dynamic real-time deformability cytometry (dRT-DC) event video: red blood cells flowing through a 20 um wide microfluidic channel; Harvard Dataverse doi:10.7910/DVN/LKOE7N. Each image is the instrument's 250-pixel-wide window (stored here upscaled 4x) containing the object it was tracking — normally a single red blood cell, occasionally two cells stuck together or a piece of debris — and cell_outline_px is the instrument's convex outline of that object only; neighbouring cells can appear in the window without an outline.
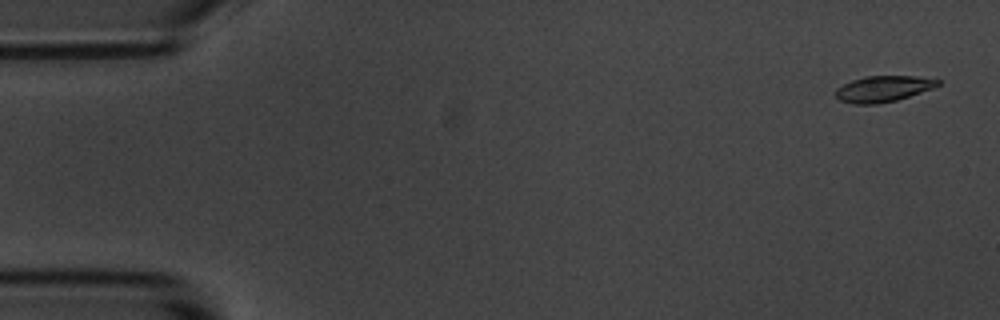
{"species": "common noctule bat (a hibernating species)", "species_latin": "Nyctalus noctula", "temperature_condition": "room temperature", "stored_images_in_passage": 6, "segment_of_instrument_passage": [1, 2], "camera_frame_rate_fps": 3000, "um_per_image_px": 0.085, "animal": {"sex": "male", "body_mass_g": 20.1, "forearm_length_mm": 53.5}, "frame": {"image": 1, "passage_image": 1, "time_ms": 0.0, "image_size_px": [1000, 320], "cell_outline_px": [[940, 84], [932, 88], [896, 100], [876, 104], [852, 104], [840, 100], [836, 96], [836, 88], [852, 80], [864, 76], [916, 76], [940, 80]], "centroid_in_image_um": [75.04, 7.54], "position_along_channel_um": 10.0, "area_um2": 15.32}}
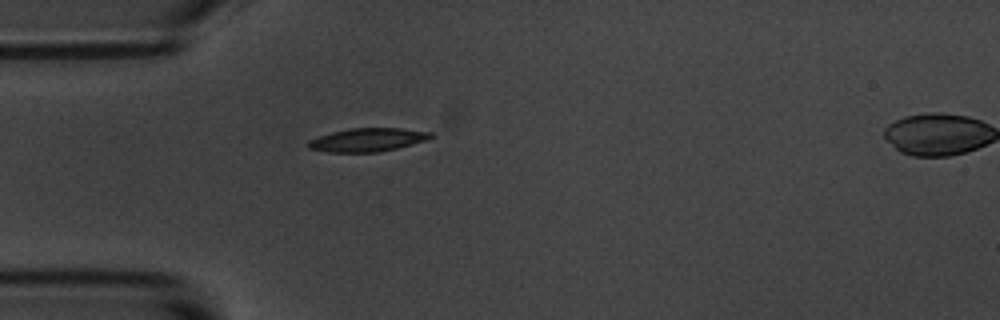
{"frame": {"image": 2, "passage_image": 5, "time_ms": 4.667, "image_size_px": [1000, 320], "cell_outline_px": [[436, 136], [428, 140], [396, 148], [376, 152], [328, 152], [308, 148], [308, 140], [332, 132], [348, 128], [400, 128], [432, 132]], "centroid_in_image_um": [31.28, 11.88], "position_along_channel_um": 53.7, "area_um2": 16.7}}